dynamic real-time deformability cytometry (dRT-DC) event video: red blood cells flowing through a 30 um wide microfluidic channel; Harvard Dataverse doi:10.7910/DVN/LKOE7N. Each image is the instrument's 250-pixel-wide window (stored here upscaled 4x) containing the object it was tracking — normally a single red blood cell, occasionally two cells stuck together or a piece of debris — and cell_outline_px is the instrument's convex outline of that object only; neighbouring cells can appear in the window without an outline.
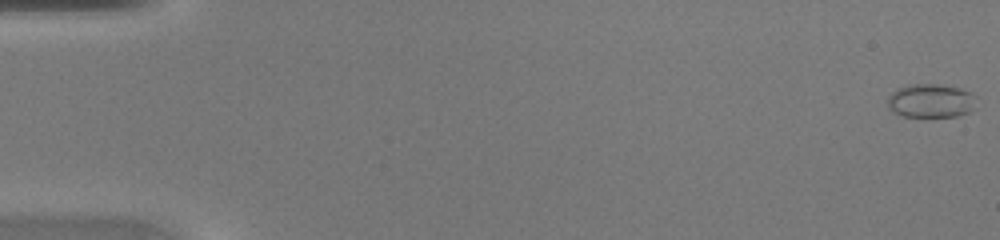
{"species": "common noctule bat (a hibernating species)", "species_latin": "Nyctalus noctula", "temperature_condition": "warm", "stored_images_in_passage": 46, "camera_frame_rate_fps": 3000, "um_per_image_px": 0.085, "animal": {"sex": "female", "body_mass_g": 20.0, "forearm_length_mm": 54.0}, "frame": {"image": 1, "passage_image": 1, "time_ms": 0.0, "image_size_px": [1000, 240], "cell_outline_px": [[976, 108], [968, 112], [956, 116], [904, 116], [888, 108], [888, 96], [896, 88], [912, 84], [936, 84], [960, 88], [972, 92], [976, 96]], "centroid_in_image_um": [79.16, 8.55], "position_along_channel_um": 5.8, "area_um2": 17.51}}
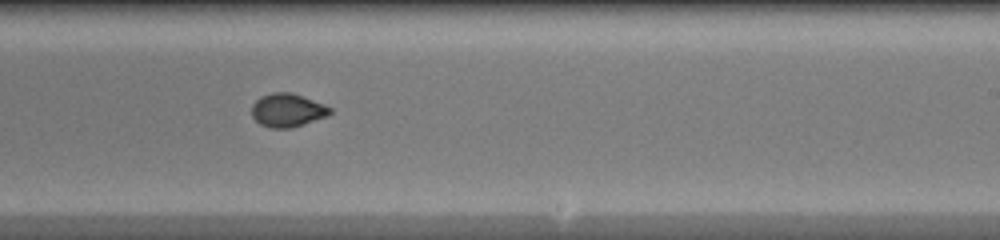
{"frame": {"image": 2, "passage_image": 29, "time_ms": 9.333, "image_size_px": [1000, 240], "cell_outline_px": [[332, 112], [328, 116], [292, 128], [272, 128], [260, 124], [252, 116], [252, 104], [260, 96], [272, 92], [292, 92], [324, 104], [332, 108]], "centroid_in_image_um": [24.44, 9.36], "position_along_channel_um": 264.6, "area_um2": 15.37}}
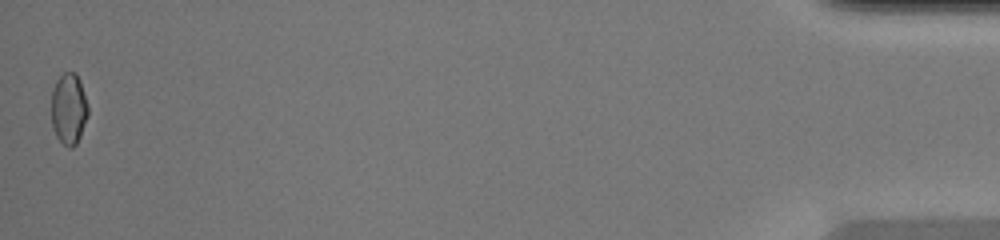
{"frame": {"image": 3, "passage_image": 46, "time_ms": 15.0, "image_size_px": [1000, 240], "cell_outline_px": [[88, 116], [80, 136], [76, 144], [72, 148], [68, 148], [56, 136], [52, 128], [52, 88], [56, 80], [64, 72], [76, 72], [80, 80], [88, 108]], "centroid_in_image_um": [5.84, 9.24], "position_along_channel_um": 429.4, "area_um2": 15.26}}